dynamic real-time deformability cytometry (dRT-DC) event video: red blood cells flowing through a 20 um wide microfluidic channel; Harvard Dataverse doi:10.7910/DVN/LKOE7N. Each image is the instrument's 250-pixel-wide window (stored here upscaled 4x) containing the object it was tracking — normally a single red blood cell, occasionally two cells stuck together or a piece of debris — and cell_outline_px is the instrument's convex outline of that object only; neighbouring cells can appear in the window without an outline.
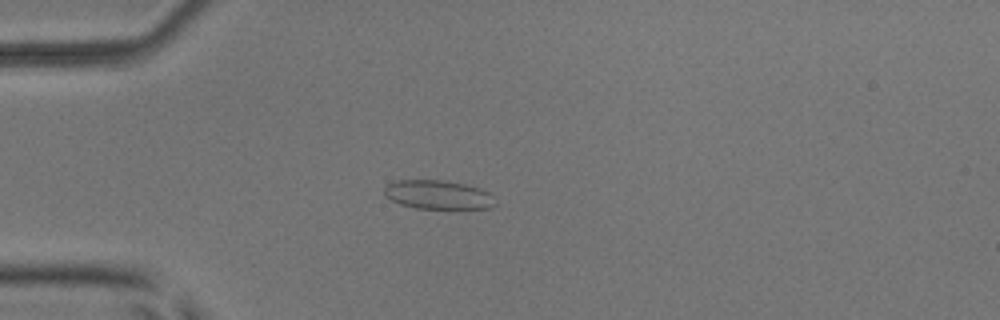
{"species": "common noctule bat (a hibernating species)", "species_latin": "Nyctalus noctula", "temperature_condition": "room temperature", "stored_images_in_passage": 4, "camera_frame_rate_fps": 3000, "um_per_image_px": 0.085, "animal": {"sex": "male", "body_mass_g": 17.9, "forearm_length_mm": 54.2}, "frame": {"image": 1, "passage_image": 4, "time_ms": 1.0, "image_size_px": [1000, 320], "cell_outline_px": [[496, 204], [492, 208], [416, 208], [400, 204], [392, 200], [384, 192], [384, 188], [388, 184], [400, 180], [444, 180], [464, 184], [480, 188], [488, 192], [492, 196]], "centroid_in_image_um": [37.26, 16.55], "position_along_channel_um": 47.7, "area_um2": 18.44}}